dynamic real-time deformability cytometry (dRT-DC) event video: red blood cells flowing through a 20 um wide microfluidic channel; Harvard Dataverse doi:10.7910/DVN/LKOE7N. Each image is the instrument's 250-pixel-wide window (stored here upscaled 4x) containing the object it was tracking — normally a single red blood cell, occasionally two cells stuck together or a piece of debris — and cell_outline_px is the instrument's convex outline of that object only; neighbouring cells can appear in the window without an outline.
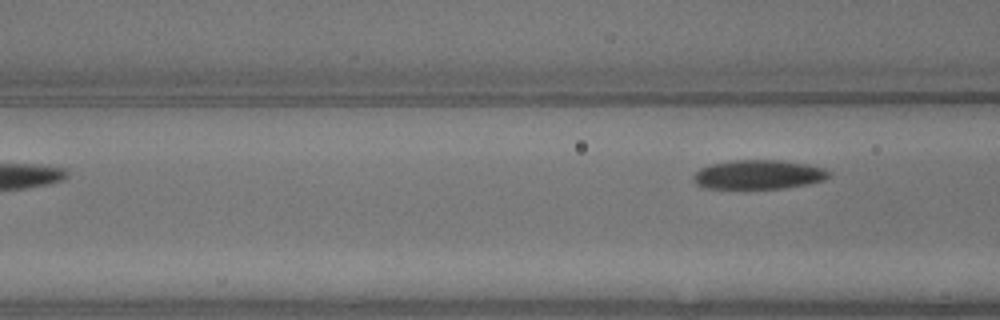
{"species": "common noctule bat (a hibernating species)", "species_latin": "Nyctalus noctula", "temperature_condition": "warm", "stored_images_in_passage": 8, "camera_frame_rate_fps": 3000, "um_per_image_px": 0.085, "animal": {"sex": "male", "body_mass_g": 13.3}, "frame": {"image": 1, "passage_image": 8, "time_ms": 2.333, "image_size_px": [1000, 320], "cell_outline_px": [[832, 176], [824, 180], [808, 184], [784, 188], [704, 188], [696, 184], [692, 180], [692, 176], [700, 168], [708, 164], [732, 160], [776, 160], [808, 164], [824, 168], [832, 172]], "centroid_in_image_um": [64.48, 14.83], "position_along_channel_um": 102.1, "area_um2": 23.29}}